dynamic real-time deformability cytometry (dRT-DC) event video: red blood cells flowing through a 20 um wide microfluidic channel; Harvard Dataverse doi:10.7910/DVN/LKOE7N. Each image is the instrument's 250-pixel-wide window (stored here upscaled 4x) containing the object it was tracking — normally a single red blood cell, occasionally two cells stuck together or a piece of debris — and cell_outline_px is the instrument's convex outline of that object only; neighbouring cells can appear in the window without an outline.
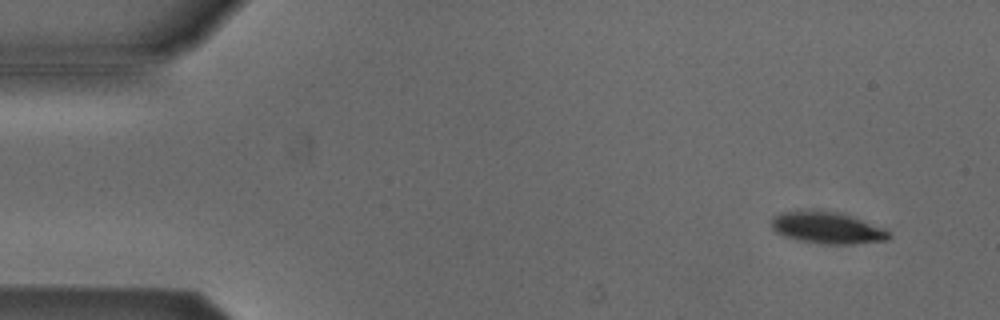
{"species": "Egyptian fruit bat (a non-hibernating species)", "species_latin": "Rousettus aegyptiacus", "temperature_condition": "cold", "stored_images_in_passage": 4, "camera_frame_rate_fps": 3000, "um_per_image_px": 0.085, "animal": {"sex": "male"}, "frame": {"image": 1, "passage_image": 1, "time_ms": 0.0, "image_size_px": [1000, 320], "cell_outline_px": [[892, 236], [888, 240], [852, 244], [820, 244], [796, 240], [784, 236], [776, 232], [772, 228], [772, 220], [776, 216], [784, 212], [836, 212], [852, 216], [884, 228]], "centroid_in_image_um": [70.36, 19.41], "position_along_channel_um": 14.6, "area_um2": 21.21}}
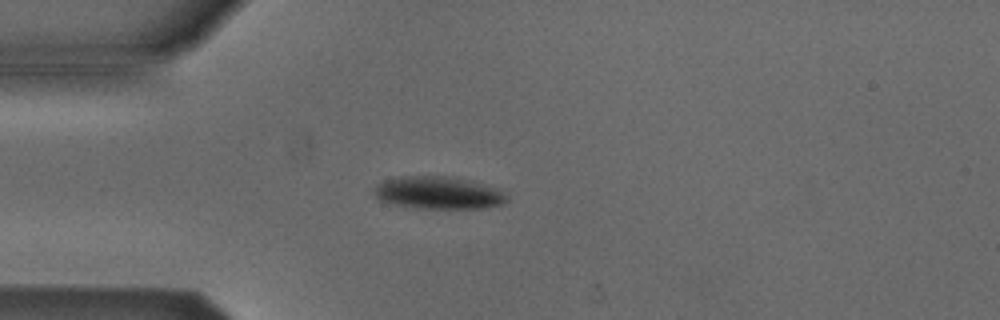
{"frame": {"image": 2, "passage_image": 4, "time_ms": 3.333, "image_size_px": [1000, 320], "cell_outline_px": [[508, 200], [500, 204], [484, 208], [412, 208], [380, 200], [376, 196], [376, 188], [384, 180], [404, 176], [452, 176], [484, 184], [496, 188], [504, 192], [508, 196]], "centroid_in_image_um": [37.31, 16.38], "position_along_channel_um": 47.7, "area_um2": 24.85}}